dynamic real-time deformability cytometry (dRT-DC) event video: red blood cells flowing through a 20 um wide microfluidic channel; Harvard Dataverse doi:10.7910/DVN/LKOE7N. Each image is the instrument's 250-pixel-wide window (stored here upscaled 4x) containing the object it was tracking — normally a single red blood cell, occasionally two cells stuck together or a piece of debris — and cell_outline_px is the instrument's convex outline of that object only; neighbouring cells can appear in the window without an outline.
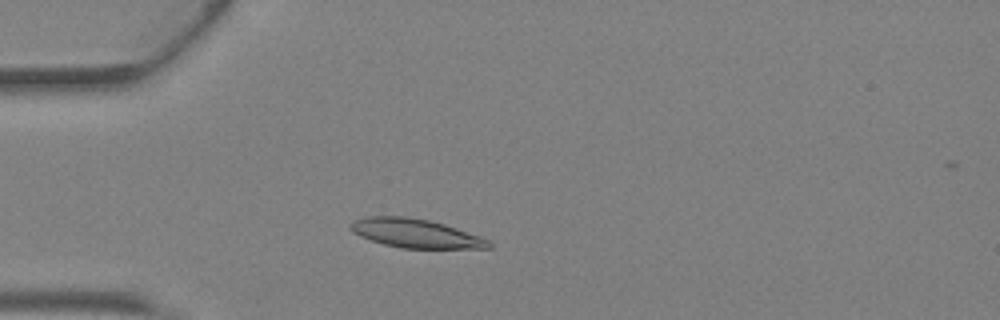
{"species": "Egyptian fruit bat (a non-hibernating species)", "species_latin": "Rousettus aegyptiacus", "temperature_condition": "warm", "stored_images_in_passage": 37, "camera_frame_rate_fps": 3000, "um_per_image_px": 0.085, "animal": {"sex": "female"}, "frame": {"image": 1, "passage_image": 7, "time_ms": 2.0, "image_size_px": [1000, 320], "cell_outline_px": [[492, 248], [404, 248], [384, 244], [360, 236], [352, 232], [348, 228], [348, 224], [352, 220], [368, 216], [408, 216], [428, 220], [444, 224], [480, 236], [488, 240], [492, 244]], "centroid_in_image_um": [35.28, 19.82], "position_along_channel_um": 49.7, "area_um2": 23.24}}
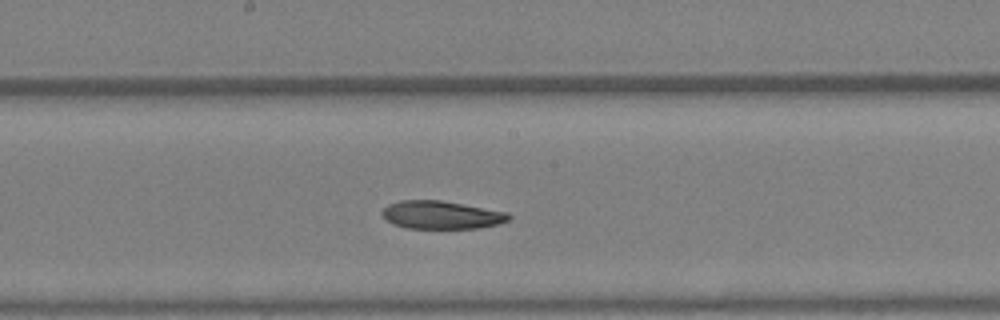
{"frame": {"image": 2, "passage_image": 18, "time_ms": 5.667, "image_size_px": [1000, 320], "cell_outline_px": [[512, 216], [508, 220], [500, 224], [480, 228], [408, 228], [392, 224], [380, 212], [388, 204], [400, 200], [440, 200], [508, 212]], "centroid_in_image_um": [37.53, 18.27], "position_along_channel_um": 210.7, "area_um2": 20.69}}
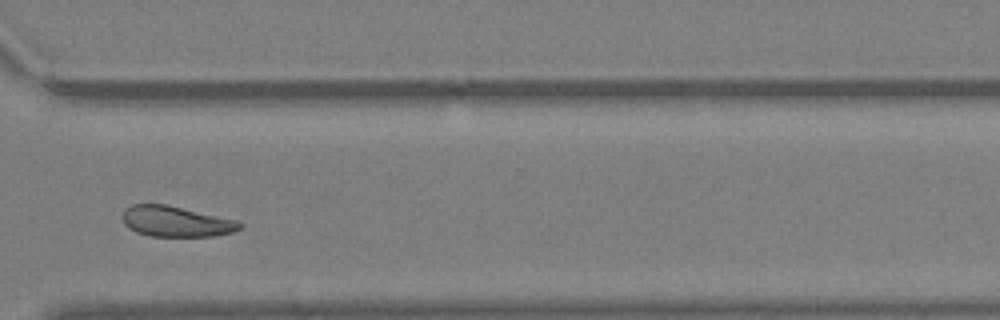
{"frame": {"image": 3, "passage_image": 27, "time_ms": 8.667, "image_size_px": [1000, 320], "cell_outline_px": [[244, 224], [240, 228], [232, 232], [212, 236], [148, 236], [136, 232], [128, 228], [124, 224], [124, 208], [132, 204], [164, 204], [240, 220]], "centroid_in_image_um": [14.98, 18.82], "position_along_channel_um": 355.6, "area_um2": 20.98}}